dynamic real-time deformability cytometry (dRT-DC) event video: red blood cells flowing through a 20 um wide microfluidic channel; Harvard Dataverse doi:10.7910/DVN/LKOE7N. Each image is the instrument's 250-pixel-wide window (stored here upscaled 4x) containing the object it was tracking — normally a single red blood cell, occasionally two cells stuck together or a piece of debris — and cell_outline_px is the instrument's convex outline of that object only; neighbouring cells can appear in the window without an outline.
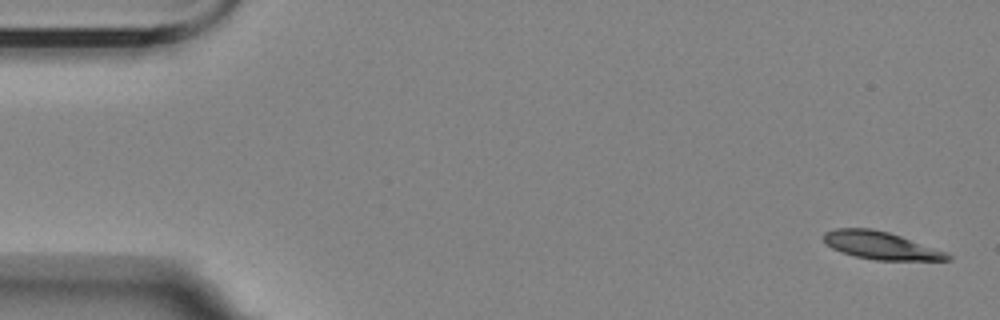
{"species": "Egyptian fruit bat (a non-hibernating species)", "species_latin": "Rousettus aegyptiacus", "temperature_condition": "room temperature", "stored_images_in_passage": 5, "camera_frame_rate_fps": 3000, "um_per_image_px": 0.085, "animal": {"sex": "female"}, "frame": {"image": 1, "passage_image": 1, "time_ms": 0.0, "image_size_px": [1000, 320], "cell_outline_px": [[952, 260], [876, 260], [856, 256], [832, 248], [824, 240], [824, 232], [836, 228], [872, 228], [888, 232], [948, 252], [952, 256]], "centroid_in_image_um": [74.91, 20.86], "position_along_channel_um": 10.1, "area_um2": 19.77}}
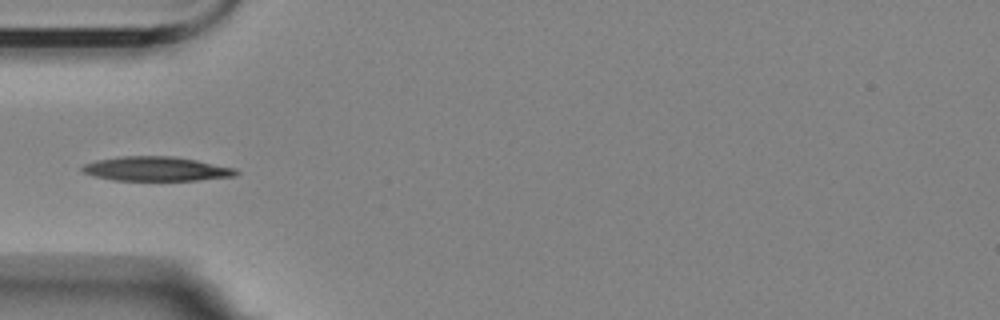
{"frame": {"image": 2, "passage_image": 5, "time_ms": 5.333, "image_size_px": [1000, 320], "cell_outline_px": [[240, 172], [236, 176], [196, 180], [112, 180], [96, 176], [84, 172], [80, 168], [84, 164], [96, 160], [120, 156], [172, 156], [196, 160], [236, 168]], "centroid_in_image_um": [13.3, 14.35], "position_along_channel_um": 71.7, "area_um2": 21.73}}